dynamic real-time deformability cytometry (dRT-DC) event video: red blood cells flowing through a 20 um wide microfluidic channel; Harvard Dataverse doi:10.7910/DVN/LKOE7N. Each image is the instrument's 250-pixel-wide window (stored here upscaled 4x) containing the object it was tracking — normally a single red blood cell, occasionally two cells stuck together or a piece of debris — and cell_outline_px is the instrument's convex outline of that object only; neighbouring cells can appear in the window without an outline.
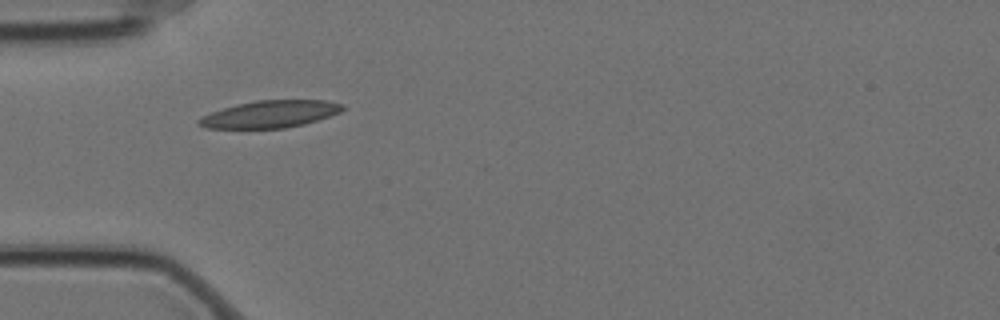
{"species": "Egyptian fruit bat (a non-hibernating species)", "species_latin": "Rousettus aegyptiacus", "temperature_condition": "cold", "stored_images_in_passage": 11, "camera_frame_rate_fps": 3000, "um_per_image_px": 0.085, "animal": {"sex": "female"}, "frame": {"image": 1, "passage_image": 1, "time_ms": 0.0, "image_size_px": [1000, 320], "cell_outline_px": [[344, 108], [340, 112], [304, 124], [284, 128], [204, 128], [196, 124], [196, 120], [200, 116], [236, 104], [256, 100], [324, 100], [344, 104]], "centroid_in_image_um": [22.91, 9.7], "position_along_channel_um": 62.1, "area_um2": 22.72}}
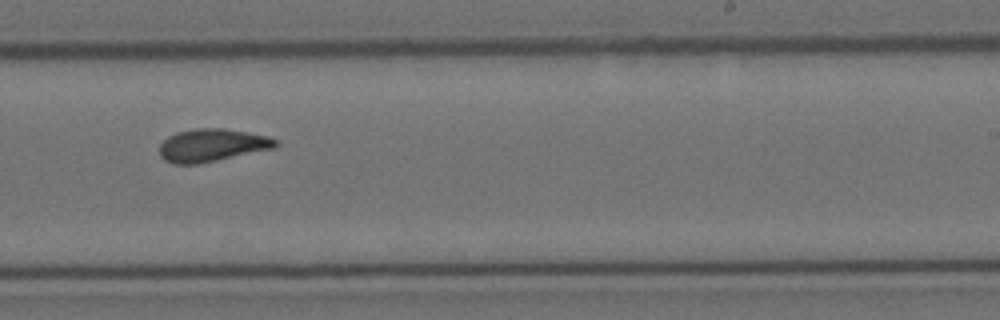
{"frame": {"image": 2, "passage_image": 6, "time_ms": 1.667, "image_size_px": [1000, 320], "cell_outline_px": [[280, 144], [276, 148], [196, 164], [172, 164], [164, 160], [160, 156], [160, 144], [168, 136], [176, 132], [196, 128], [224, 128], [268, 136], [276, 140]], "centroid_in_image_um": [18.01, 12.34], "position_along_channel_um": 271.0, "area_um2": 22.2}}
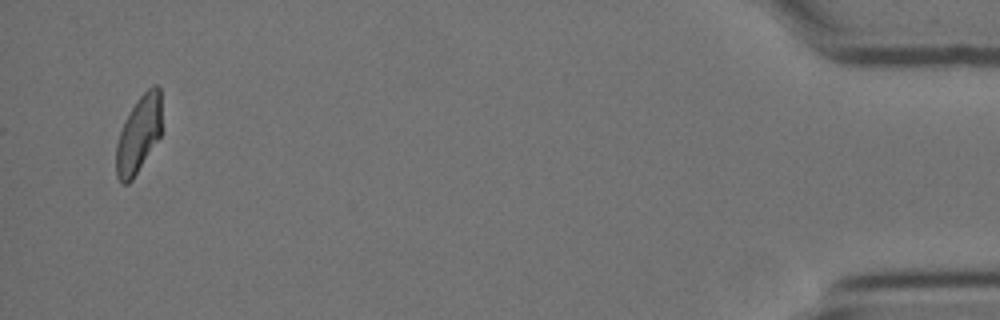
{"frame": {"image": 3, "passage_image": 11, "time_ms": 3.333, "image_size_px": [1000, 320], "cell_outline_px": [[160, 136], [132, 180], [128, 184], [120, 184], [116, 176], [116, 144], [124, 120], [136, 100], [152, 84], [156, 84], [160, 88]], "centroid_in_image_um": [11.76, 11.43], "position_along_channel_um": 423.4, "area_um2": 20.35}}